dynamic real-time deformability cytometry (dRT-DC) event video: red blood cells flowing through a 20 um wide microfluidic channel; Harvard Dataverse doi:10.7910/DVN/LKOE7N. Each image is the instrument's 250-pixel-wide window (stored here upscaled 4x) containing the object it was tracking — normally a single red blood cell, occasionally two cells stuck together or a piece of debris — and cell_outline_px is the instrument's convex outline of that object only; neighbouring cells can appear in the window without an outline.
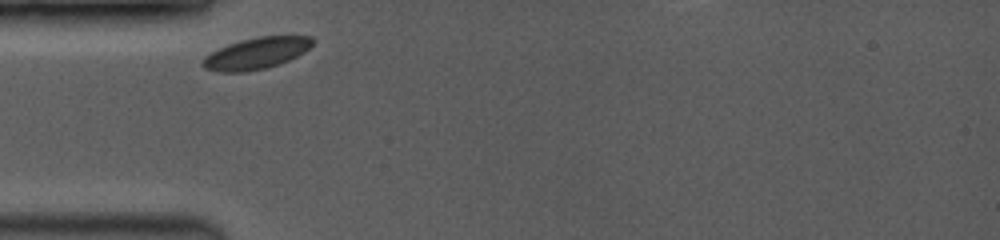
{"species": "common noctule bat (a hibernating species)", "species_latin": "Nyctalus noctula", "temperature_condition": "room temperature", "stored_images_in_passage": 26, "camera_frame_rate_fps": 3500, "um_per_image_px": 0.085, "animal": {"sex": "female", "body_mass_g": 19.0, "forearm_length_mm": 53.3}, "frame": {"image": 1, "passage_image": 1, "time_ms": 0.0, "image_size_px": [1000, 240], "cell_outline_px": [[316, 40], [304, 52], [288, 60], [264, 68], [244, 72], [220, 72], [204, 68], [200, 64], [200, 60], [204, 56], [228, 44], [240, 40], [260, 36], [312, 36]], "centroid_in_image_um": [21.75, 4.52], "position_along_channel_um": 63.2, "area_um2": 20.06}}
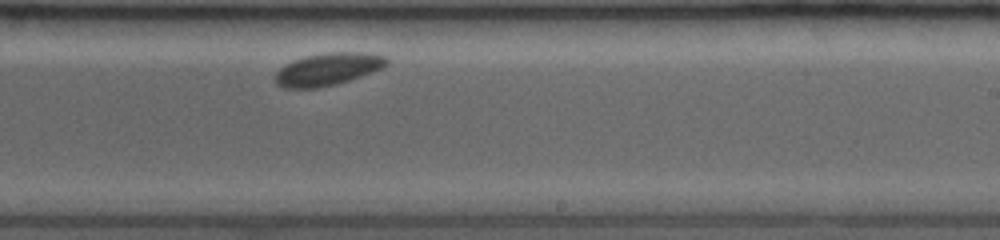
{"frame": {"image": 2, "passage_image": 15, "time_ms": 5.429, "image_size_px": [1000, 240], "cell_outline_px": [[388, 64], [384, 68], [336, 84], [316, 88], [284, 88], [276, 84], [276, 72], [284, 64], [292, 60], [308, 56], [328, 52], [368, 52], [388, 56]], "centroid_in_image_um": [27.9, 5.87], "position_along_channel_um": 261.1, "area_um2": 21.15}}
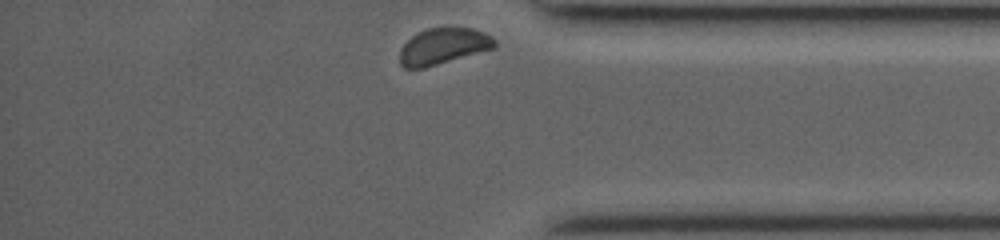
{"frame": {"image": 3, "passage_image": 26, "time_ms": 9.143, "image_size_px": [1000, 240], "cell_outline_px": [[496, 48], [424, 68], [404, 68], [400, 64], [400, 48], [412, 36], [428, 28], [472, 28], [484, 32], [492, 36], [496, 40]], "centroid_in_image_um": [37.7, 3.94], "position_along_channel_um": 397.5, "area_um2": 20.0}}